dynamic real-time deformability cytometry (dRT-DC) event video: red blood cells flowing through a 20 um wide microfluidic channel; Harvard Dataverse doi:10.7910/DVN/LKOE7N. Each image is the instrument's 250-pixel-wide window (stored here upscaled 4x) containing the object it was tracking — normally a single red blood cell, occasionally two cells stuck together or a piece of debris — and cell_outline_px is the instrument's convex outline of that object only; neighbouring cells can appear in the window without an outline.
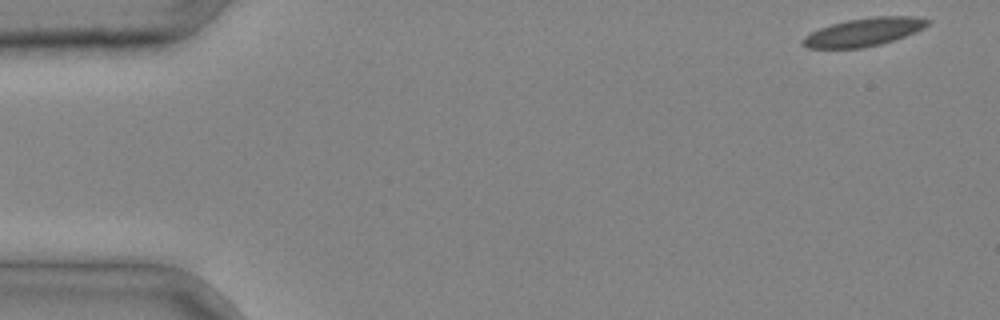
{"species": "common noctule bat (a hibernating species)", "species_latin": "Nyctalus noctula", "temperature_condition": "cold", "stored_images_in_passage": 4, "camera_frame_rate_fps": 3000, "um_per_image_px": 0.085, "animal": {"sex": "male", "body_mass_g": 20.4}, "frame": {"image": 1, "passage_image": 1, "time_ms": 0.0, "image_size_px": [1000, 320], "cell_outline_px": [[932, 20], [924, 28], [904, 36], [880, 44], [864, 48], [808, 48], [800, 44], [800, 40], [804, 36], [820, 28], [832, 24], [848, 20], [876, 16], [916, 16]], "centroid_in_image_um": [73.41, 2.72], "position_along_channel_um": 11.6, "area_um2": 20.4}}